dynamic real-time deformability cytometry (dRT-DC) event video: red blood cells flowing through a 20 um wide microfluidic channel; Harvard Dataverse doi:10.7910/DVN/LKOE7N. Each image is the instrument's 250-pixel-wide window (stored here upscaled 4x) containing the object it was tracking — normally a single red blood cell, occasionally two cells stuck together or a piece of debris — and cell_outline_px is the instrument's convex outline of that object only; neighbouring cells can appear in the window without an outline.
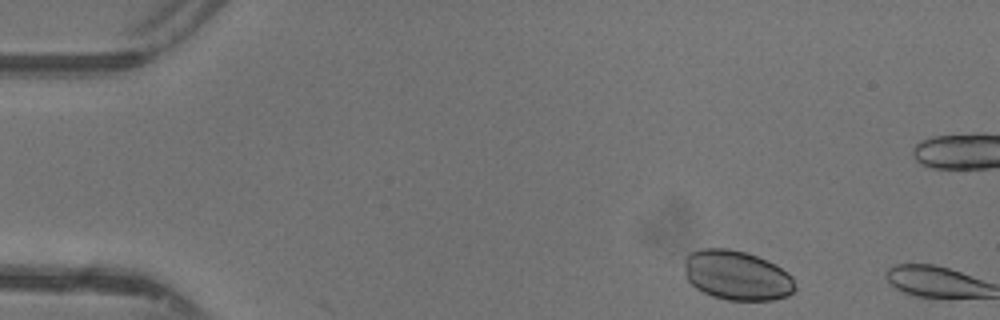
{"species": "common noctule bat (a hibernating species)", "species_latin": "Nyctalus noctula", "temperature_condition": "warm", "stored_images_in_passage": 2, "camera_frame_rate_fps": 3000, "um_per_image_px": 0.085, "animal": {"sex": "female"}, "frame": {"image": 1, "passage_image": 1, "time_ms": 0.0, "image_size_px": [1000, 320], "cell_outline_px": [[796, 288], [788, 296], [772, 300], [728, 300], [712, 296], [696, 288], [688, 280], [684, 272], [684, 256], [688, 252], [700, 248], [728, 248], [744, 252], [768, 260], [776, 264], [788, 272], [792, 276], [796, 284]], "centroid_in_image_um": [62.62, 23.39], "position_along_channel_um": 22.4, "area_um2": 32.43}}